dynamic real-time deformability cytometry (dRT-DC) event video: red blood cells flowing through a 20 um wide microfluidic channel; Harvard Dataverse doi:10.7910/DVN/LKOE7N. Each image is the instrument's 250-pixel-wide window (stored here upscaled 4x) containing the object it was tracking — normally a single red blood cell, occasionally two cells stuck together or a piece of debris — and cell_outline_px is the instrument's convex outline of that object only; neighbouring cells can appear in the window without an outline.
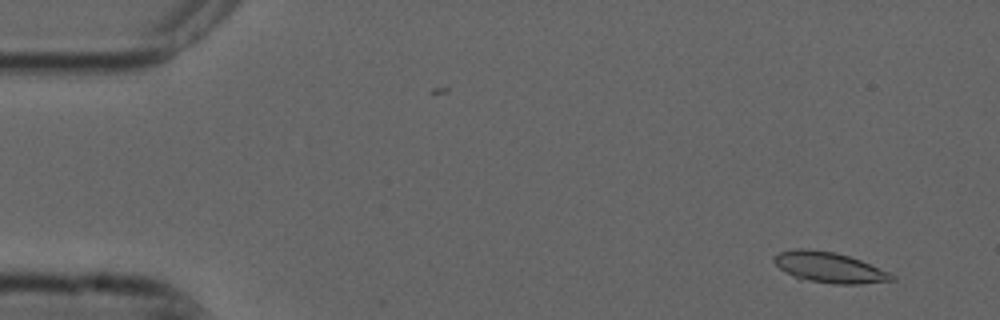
{"species": "common noctule bat (a hibernating species)", "species_latin": "Nyctalus noctula", "temperature_condition": "cold", "stored_images_in_passage": 6, "camera_frame_rate_fps": 3000, "um_per_image_px": 0.085, "animal": {"sex": "male", "forearm_length_mm": 52.5}, "frame": {"image": 1, "passage_image": 2, "time_ms": 0.333, "image_size_px": [1000, 320], "cell_outline_px": [[896, 280], [860, 284], [836, 284], [808, 280], [796, 276], [780, 268], [772, 260], [772, 256], [780, 252], [796, 248], [808, 248], [836, 252], [860, 260], [888, 272], [896, 276]], "centroid_in_image_um": [70.5, 22.71], "position_along_channel_um": 14.5, "area_um2": 20.75}}
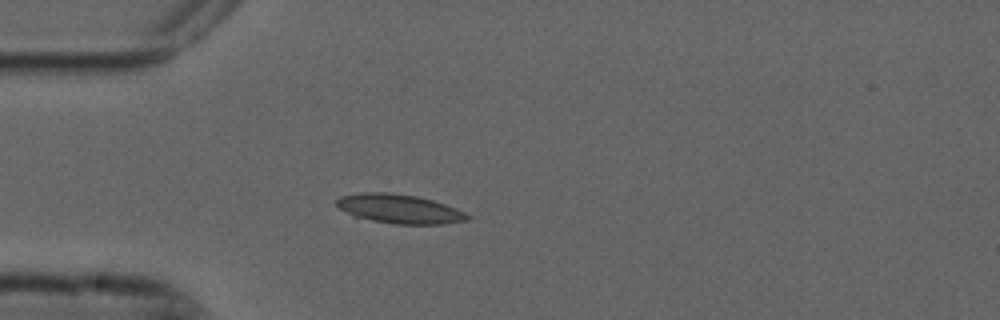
{"frame": {"image": 2, "passage_image": 5, "time_ms": 1.333, "image_size_px": [1000, 320], "cell_outline_px": [[472, 216], [468, 220], [444, 224], [392, 224], [352, 216], [340, 208], [336, 204], [336, 200], [340, 196], [360, 192], [388, 192], [416, 196], [432, 200], [456, 208]], "centroid_in_image_um": [33.94, 17.75], "position_along_channel_um": 51.1, "area_um2": 22.25}}